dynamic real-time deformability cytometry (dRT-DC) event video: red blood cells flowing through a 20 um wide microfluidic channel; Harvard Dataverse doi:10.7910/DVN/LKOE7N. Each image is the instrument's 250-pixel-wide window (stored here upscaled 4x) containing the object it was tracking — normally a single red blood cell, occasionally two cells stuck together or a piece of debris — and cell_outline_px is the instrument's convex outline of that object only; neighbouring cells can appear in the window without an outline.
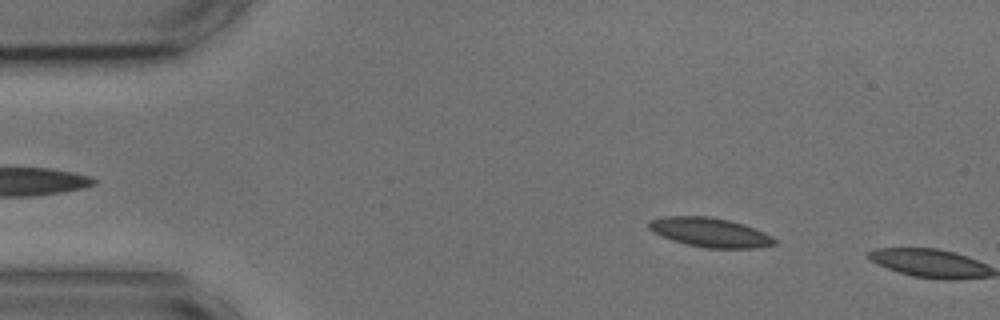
{"species": "common noctule bat (a hibernating species)", "species_latin": "Nyctalus noctula", "temperature_condition": "cold", "stored_images_in_passage": 8, "camera_frame_rate_fps": 3000, "um_per_image_px": 0.085, "animal": {"sex": "male", "body_mass_g": 17.9, "forearm_length_mm": 54.2}, "frame": {"image": 1, "passage_image": 7, "time_ms": 2.0, "image_size_px": [1000, 320], "cell_outline_px": [[776, 244], [756, 248], [704, 248], [672, 240], [652, 232], [648, 228], [648, 220], [664, 216], [708, 216], [728, 220], [744, 224], [764, 232], [772, 236], [776, 240]], "centroid_in_image_um": [60.33, 19.75], "position_along_channel_um": 24.7, "area_um2": 21.5}}